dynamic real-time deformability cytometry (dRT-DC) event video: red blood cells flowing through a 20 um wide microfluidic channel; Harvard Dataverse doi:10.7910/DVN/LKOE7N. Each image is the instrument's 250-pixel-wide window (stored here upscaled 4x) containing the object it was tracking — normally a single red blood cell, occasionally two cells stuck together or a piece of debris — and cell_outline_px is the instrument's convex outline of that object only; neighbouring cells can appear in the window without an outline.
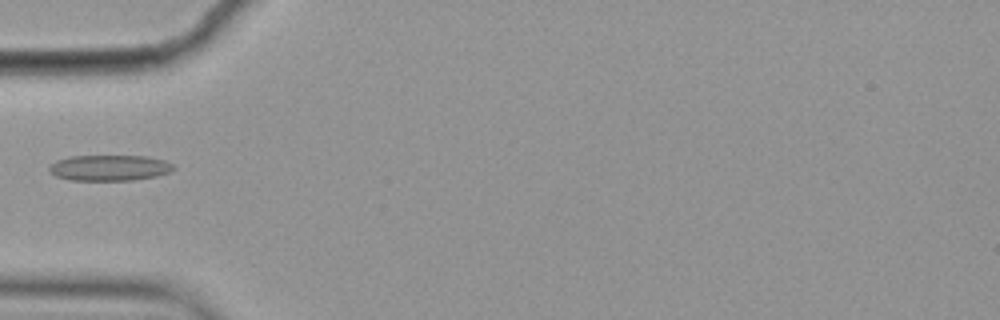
{"species": "common noctule bat (a hibernating species)", "species_latin": "Nyctalus noctula", "temperature_condition": "cold", "stored_images_in_passage": 14, "camera_frame_rate_fps": 3000, "um_per_image_px": 0.085, "animal": {"sex": "female", "body_mass_g": 19.9}, "frame": {"image": 1, "passage_image": 4, "time_ms": 1.0, "image_size_px": [1000, 320], "cell_outline_px": [[176, 168], [168, 172], [156, 176], [132, 180], [68, 180], [56, 176], [48, 172], [48, 168], [56, 160], [68, 156], [148, 156], [164, 160], [172, 164]], "centroid_in_image_um": [9.27, 14.26], "position_along_channel_um": 75.7, "area_um2": 18.73}}
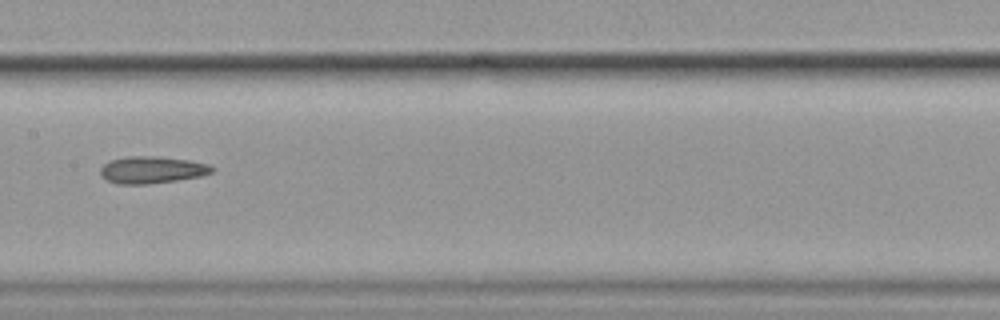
{"frame": {"image": 2, "passage_image": 7, "time_ms": 2.0, "image_size_px": [1000, 320], "cell_outline_px": [[216, 168], [212, 172], [200, 176], [176, 180], [148, 184], [116, 184], [100, 176], [100, 168], [104, 164], [112, 160], [128, 156], [156, 156], [188, 160], [208, 164]], "centroid_in_image_um": [12.9, 14.44], "position_along_channel_um": 194.5, "area_um2": 17.51}}
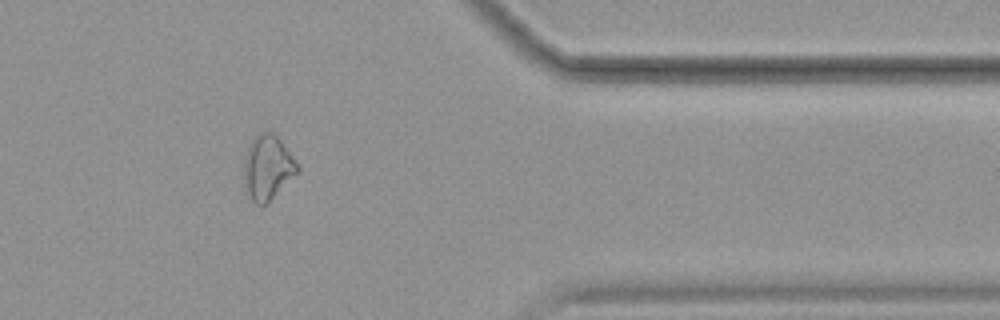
{"frame": {"image": 3, "passage_image": 12, "time_ms": 3.667, "image_size_px": [1000, 320], "cell_outline_px": [[300, 168], [268, 204], [256, 204], [252, 200], [248, 192], [244, 168], [244, 156], [252, 140], [260, 132], [272, 132], [280, 140], [292, 156]], "centroid_in_image_um": [22.75, 14.23], "position_along_channel_um": 388.7, "area_um2": 19.48}}